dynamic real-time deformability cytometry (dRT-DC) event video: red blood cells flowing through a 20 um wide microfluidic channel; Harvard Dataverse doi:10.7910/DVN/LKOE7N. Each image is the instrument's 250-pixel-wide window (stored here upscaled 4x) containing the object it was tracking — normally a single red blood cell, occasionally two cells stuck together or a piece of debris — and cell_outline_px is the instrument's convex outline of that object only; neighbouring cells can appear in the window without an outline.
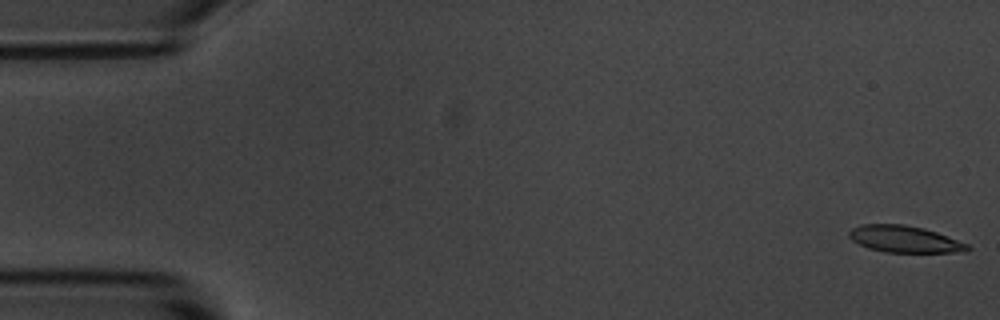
{"species": "common noctule bat (a hibernating species)", "species_latin": "Nyctalus noctula", "temperature_condition": "room temperature", "stored_images_in_passage": 6, "camera_frame_rate_fps": 3000, "um_per_image_px": 0.085, "animal": {"sex": "male", "body_mass_g": 20.1, "forearm_length_mm": 53.5}, "frame": {"image": 1, "passage_image": 1, "time_ms": 0.0, "image_size_px": [1000, 320], "cell_outline_px": [[972, 248], [952, 252], [884, 252], [868, 248], [852, 240], [848, 236], [848, 232], [852, 228], [860, 224], [904, 224], [924, 228], [936, 232], [968, 244]], "centroid_in_image_um": [76.82, 20.31], "position_along_channel_um": 8.2, "area_um2": 18.26}}